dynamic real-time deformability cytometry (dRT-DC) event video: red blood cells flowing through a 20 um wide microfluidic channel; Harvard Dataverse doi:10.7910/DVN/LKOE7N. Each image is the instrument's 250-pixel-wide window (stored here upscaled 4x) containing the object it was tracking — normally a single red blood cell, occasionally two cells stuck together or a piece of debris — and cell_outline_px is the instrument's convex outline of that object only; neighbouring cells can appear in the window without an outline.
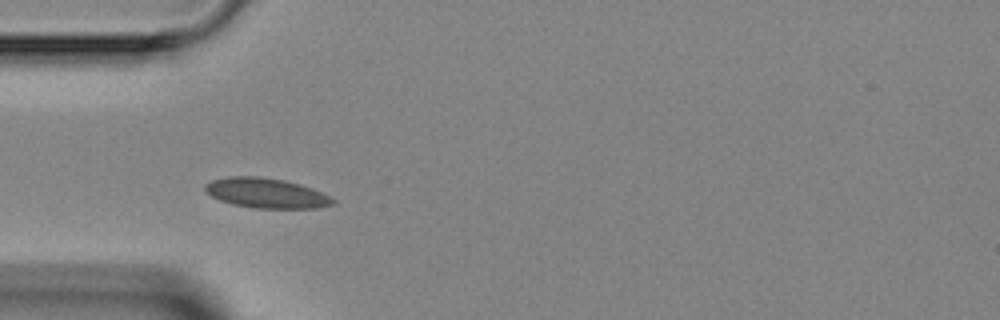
{"species": "Egyptian fruit bat (a non-hibernating species)", "species_latin": "Rousettus aegyptiacus", "temperature_condition": "room temperature", "stored_images_in_passage": 4, "camera_frame_rate_fps": 3000, "um_per_image_px": 0.085, "animal": {"sex": "female"}, "frame": {"image": 1, "passage_image": 2, "time_ms": 1.0, "image_size_px": [1000, 320], "cell_outline_px": [[336, 204], [316, 208], [256, 208], [232, 204], [220, 200], [204, 192], [204, 184], [212, 180], [228, 176], [260, 176], [284, 180], [300, 184], [312, 188], [336, 200]], "centroid_in_image_um": [22.61, 16.41], "position_along_channel_um": 62.4, "area_um2": 22.37}}
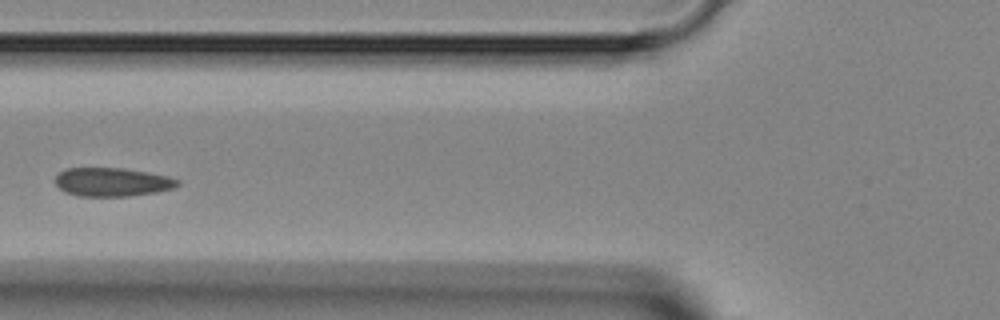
{"frame": {"image": 2, "passage_image": 3, "time_ms": 2.333, "image_size_px": [1000, 320], "cell_outline_px": [[180, 184], [172, 188], [156, 192], [128, 196], [80, 196], [64, 192], [56, 184], [56, 176], [64, 168], [124, 168], [148, 172], [168, 176], [180, 180]], "centroid_in_image_um": [9.54, 15.47], "position_along_channel_um": 116.3, "area_um2": 20.4}}
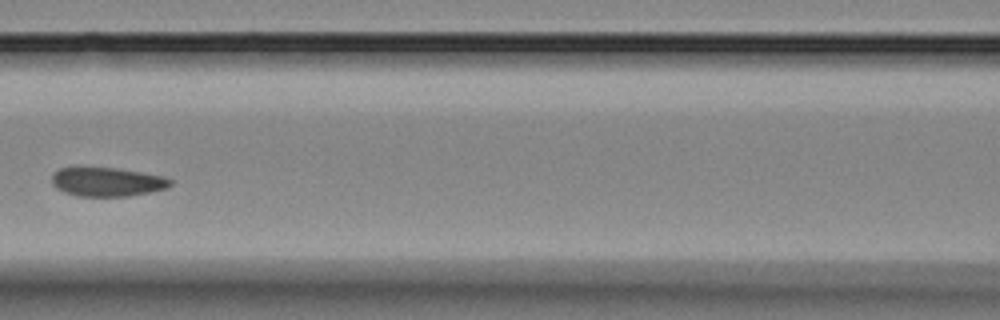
{"frame": {"image": 3, "passage_image": 4, "time_ms": 3.333, "image_size_px": [1000, 320], "cell_outline_px": [[172, 184], [168, 188], [152, 192], [128, 196], [76, 196], [64, 192], [56, 188], [52, 184], [52, 172], [60, 168], [80, 164], [116, 168], [164, 176], [172, 180]], "centroid_in_image_um": [9.05, 15.42], "position_along_channel_um": 157.6, "area_um2": 20.87}}